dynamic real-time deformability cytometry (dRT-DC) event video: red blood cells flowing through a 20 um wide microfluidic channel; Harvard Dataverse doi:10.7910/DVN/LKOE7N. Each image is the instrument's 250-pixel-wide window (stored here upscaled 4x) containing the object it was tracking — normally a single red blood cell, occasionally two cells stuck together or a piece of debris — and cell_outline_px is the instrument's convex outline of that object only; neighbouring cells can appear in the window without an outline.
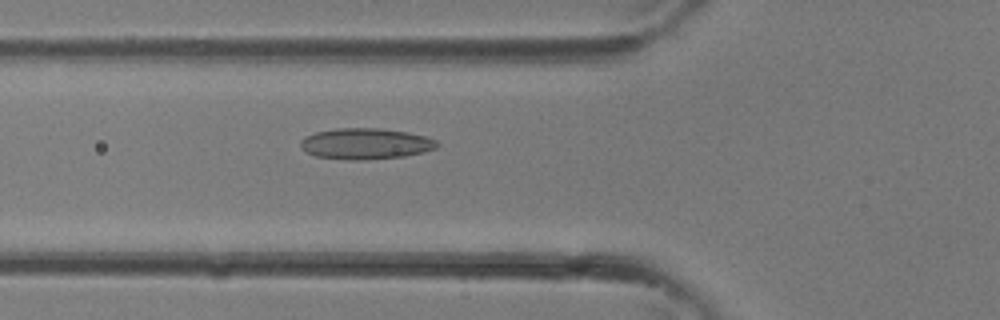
{"species": "common noctule bat (a hibernating species)", "species_latin": "Nyctalus noctula", "temperature_condition": "room temperature", "stored_images_in_passage": 33, "camera_frame_rate_fps": 3000, "um_per_image_px": 0.085, "animal": {"sex": "female"}, "frame": {"image": 1, "passage_image": 12, "time_ms": 3.667, "image_size_px": [1000, 320], "cell_outline_px": [[440, 144], [436, 148], [424, 152], [404, 156], [368, 160], [348, 160], [316, 156], [308, 152], [300, 144], [300, 140], [304, 136], [316, 132], [336, 128], [380, 128], [408, 132], [424, 136], [436, 140]], "centroid_in_image_um": [31.1, 12.21], "position_along_channel_um": 94.7, "area_um2": 24.74}}
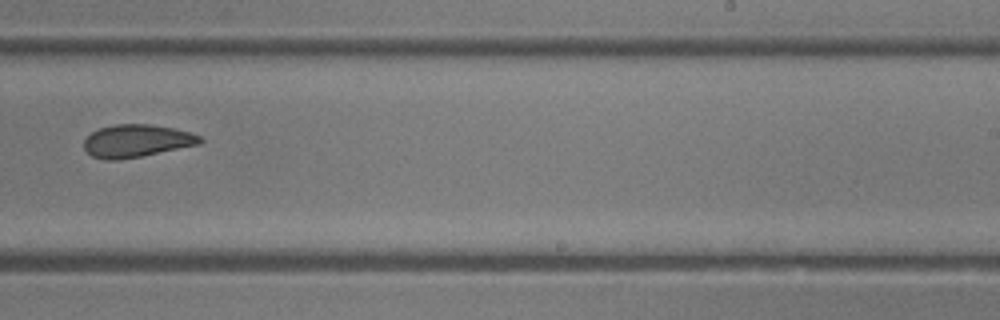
{"frame": {"image": 2, "passage_image": 21, "time_ms": 6.667, "image_size_px": [1000, 320], "cell_outline_px": [[204, 140], [200, 144], [140, 156], [116, 160], [104, 160], [92, 156], [84, 148], [84, 140], [92, 132], [100, 128], [116, 124], [148, 124], [172, 128], [188, 132], [200, 136]], "centroid_in_image_um": [11.6, 11.97], "position_along_channel_um": 277.4, "area_um2": 21.79}}
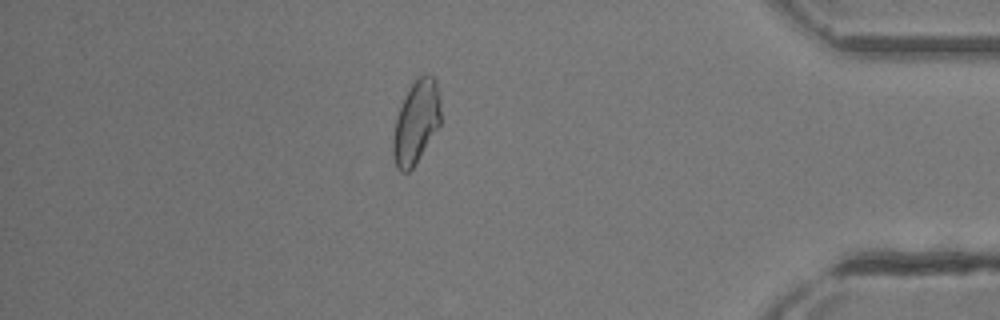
{"frame": {"image": 3, "passage_image": 29, "time_ms": 9.333, "image_size_px": [1000, 320], "cell_outline_px": [[440, 124], [412, 168], [408, 172], [400, 172], [396, 168], [392, 156], [392, 140], [396, 116], [416, 76], [424, 72], [432, 76], [436, 80], [440, 100]], "centroid_in_image_um": [35.35, 10.37], "position_along_channel_um": 399.8, "area_um2": 23.0}}